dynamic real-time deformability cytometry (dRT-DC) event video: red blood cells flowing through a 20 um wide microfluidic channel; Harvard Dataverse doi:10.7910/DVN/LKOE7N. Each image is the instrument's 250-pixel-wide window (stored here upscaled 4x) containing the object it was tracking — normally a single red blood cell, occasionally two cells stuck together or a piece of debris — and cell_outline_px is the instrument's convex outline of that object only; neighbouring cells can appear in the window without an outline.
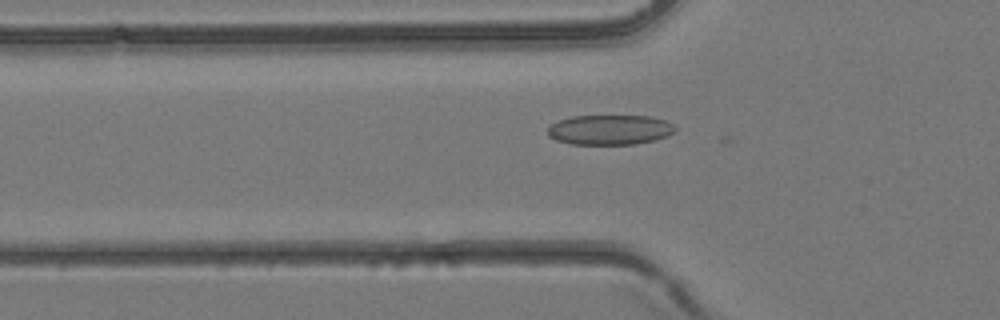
{"species": "common noctule bat (a hibernating species)", "species_latin": "Nyctalus noctula", "temperature_condition": "room temperature", "stored_images_in_passage": 4, "camera_frame_rate_fps": 3000, "um_per_image_px": 0.085, "animal": {"sex": "female", "body_mass_g": 24.6, "forearm_length_mm": 56.2}, "frame": {"image": 1, "passage_image": 4, "time_ms": 1.0, "image_size_px": [1000, 320], "cell_outline_px": [[676, 132], [668, 136], [656, 140], [636, 144], [572, 144], [556, 140], [548, 136], [548, 128], [552, 124], [560, 120], [572, 116], [648, 116], [664, 120], [672, 124], [676, 128]], "centroid_in_image_um": [51.86, 11.04], "position_along_channel_um": 73.9, "area_um2": 22.25}}